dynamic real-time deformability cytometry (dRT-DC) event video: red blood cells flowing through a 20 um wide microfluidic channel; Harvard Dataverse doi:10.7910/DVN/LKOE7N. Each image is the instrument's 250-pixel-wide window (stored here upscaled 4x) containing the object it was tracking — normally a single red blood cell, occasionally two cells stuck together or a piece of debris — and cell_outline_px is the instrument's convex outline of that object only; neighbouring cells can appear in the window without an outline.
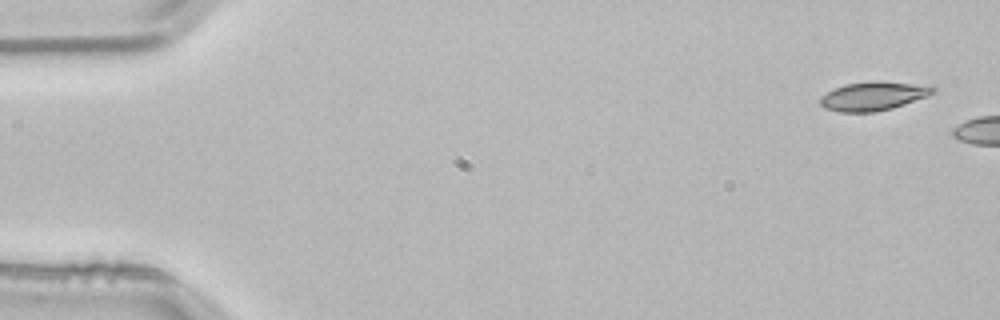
{"species": "common noctule bat (a hibernating species)", "species_latin": "Nyctalus noctula", "temperature_condition": "room temperature", "stored_images_in_passage": 5, "camera_frame_rate_fps": 3000, "um_per_image_px": 0.085, "animal": {"sex": "male", "body_mass_g": 21.5, "forearm_length_mm": 52.0}, "frame": {"image": 1, "passage_image": 1, "time_ms": 0.0, "image_size_px": [1000, 320], "cell_outline_px": [[936, 92], [904, 104], [892, 108], [876, 112], [840, 112], [824, 108], [820, 104], [820, 96], [844, 84], [876, 80], [932, 84], [936, 88]], "centroid_in_image_um": [74.28, 8.14], "position_along_channel_um": 10.7, "area_um2": 19.25}}